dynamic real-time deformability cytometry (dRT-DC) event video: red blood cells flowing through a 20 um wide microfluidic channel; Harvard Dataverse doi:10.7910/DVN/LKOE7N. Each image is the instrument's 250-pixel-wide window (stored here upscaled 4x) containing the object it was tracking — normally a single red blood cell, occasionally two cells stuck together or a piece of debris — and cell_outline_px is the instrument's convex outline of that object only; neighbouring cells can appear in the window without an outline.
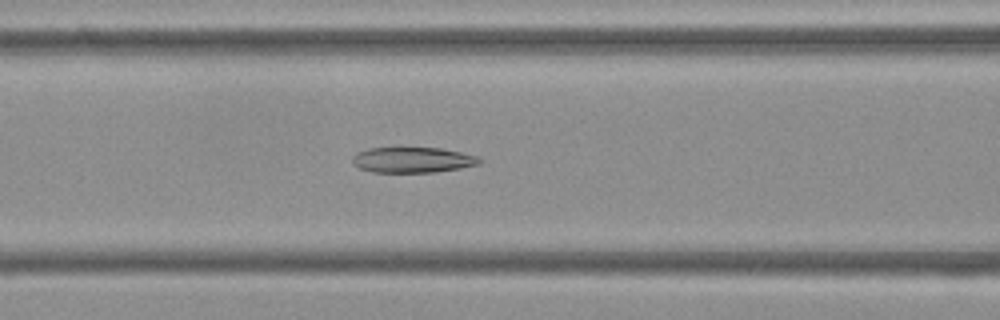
{"species": "Egyptian fruit bat (a non-hibernating species)", "species_latin": "Rousettus aegyptiacus", "temperature_condition": "cold", "stored_images_in_passage": 54, "camera_frame_rate_fps": 3000, "um_per_image_px": 0.085, "frame": {"image": 1, "passage_image": 22, "time_ms": 7.0, "image_size_px": [1000, 320], "cell_outline_px": [[484, 160], [480, 164], [460, 168], [436, 172], [372, 172], [360, 168], [352, 164], [352, 156], [356, 152], [368, 148], [440, 148], [460, 152], [476, 156]], "centroid_in_image_um": [35.06, 13.59], "position_along_channel_um": 131.5, "area_um2": 18.96}}
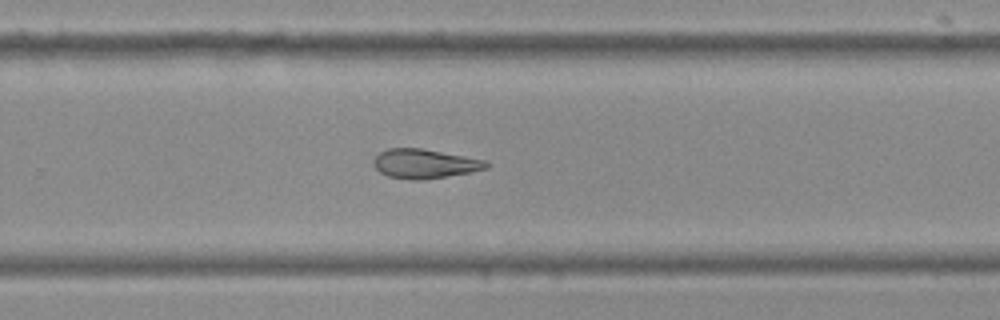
{"frame": {"image": 2, "passage_image": 35, "time_ms": 11.333, "image_size_px": [1000, 320], "cell_outline_px": [[488, 168], [472, 172], [424, 180], [412, 180], [388, 176], [380, 172], [376, 168], [372, 160], [380, 152], [388, 148], [420, 148], [484, 160], [488, 164]], "centroid_in_image_um": [36.07, 13.92], "position_along_channel_um": 293.7, "area_um2": 19.07}}
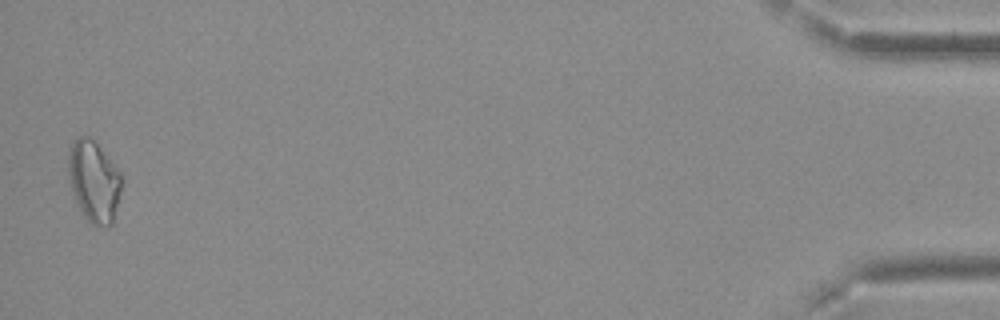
{"frame": {"image": 3, "passage_image": 53, "time_ms": 17.333, "image_size_px": [1000, 320], "cell_outline_px": [[120, 192], [112, 224], [108, 228], [92, 224], [84, 216], [76, 204], [72, 196], [68, 172], [68, 152], [76, 136], [88, 136], [96, 144], [120, 172]], "centroid_in_image_um": [7.94, 15.44], "position_along_channel_um": 427.3, "area_um2": 25.03}, "authors_computed_cell_mechanics": {"area_um2": 21.5305, "velocity_mm_per_s": 3.7446, "shape_relaxation_time_tau1_ms": null, "shape_relaxation_time_tau2_ms": 6.8371, "deformation_change_tau1": null, "deformation_change_tau2": 0.1537}}